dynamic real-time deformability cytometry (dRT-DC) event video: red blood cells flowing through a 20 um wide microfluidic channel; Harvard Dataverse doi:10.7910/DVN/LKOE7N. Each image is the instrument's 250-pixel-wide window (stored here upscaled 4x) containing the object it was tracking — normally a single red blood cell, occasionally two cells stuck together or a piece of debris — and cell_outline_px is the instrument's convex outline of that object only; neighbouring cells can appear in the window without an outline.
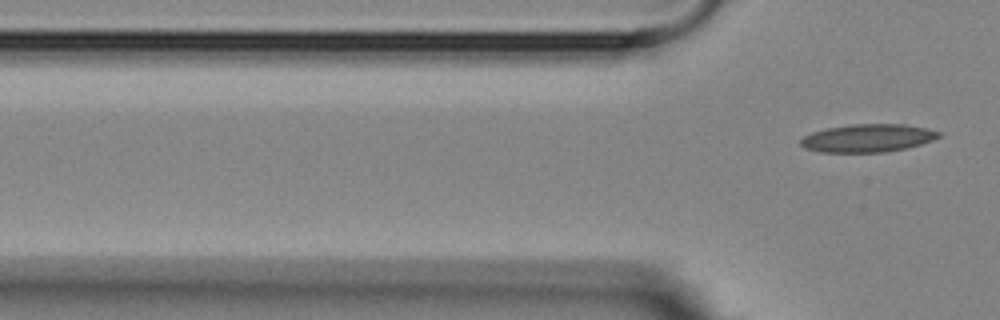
{"species": "Egyptian fruit bat (a non-hibernating species)", "species_latin": "Rousettus aegyptiacus", "temperature_condition": "room temperature", "stored_images_in_passage": 3, "segment_of_instrument_passage": [2, 2], "camera_frame_rate_fps": 3000, "um_per_image_px": 0.085, "animal": {"sex": "female"}, "frame": {"image": 1, "passage_image": 3, "time_ms": 2.333, "image_size_px": [1000, 320], "cell_outline_px": [[940, 136], [932, 140], [920, 144], [904, 148], [884, 152], [820, 152], [804, 148], [800, 144], [800, 140], [804, 136], [812, 132], [828, 128], [852, 124], [904, 124], [928, 128], [940, 132]], "centroid_in_image_um": [73.74, 11.73], "position_along_channel_um": 52.1, "area_um2": 22.37}}